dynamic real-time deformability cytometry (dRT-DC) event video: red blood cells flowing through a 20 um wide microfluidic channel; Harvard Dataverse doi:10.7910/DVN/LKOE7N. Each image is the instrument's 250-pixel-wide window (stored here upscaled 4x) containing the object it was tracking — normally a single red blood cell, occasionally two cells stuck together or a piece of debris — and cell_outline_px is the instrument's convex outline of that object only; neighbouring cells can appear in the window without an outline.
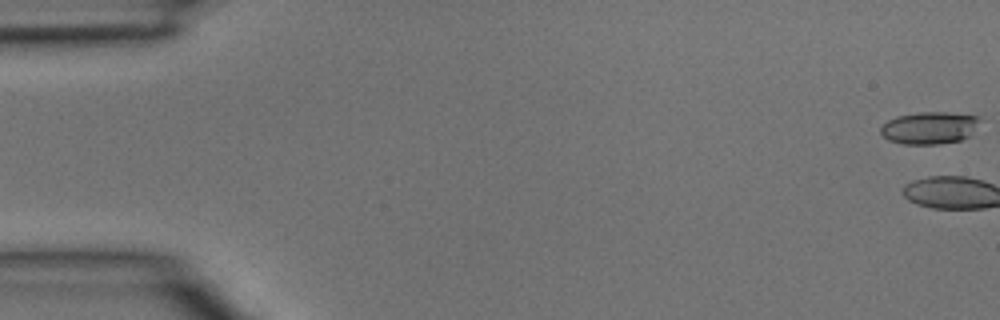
{"species": "common noctule bat (a hibernating species)", "species_latin": "Nyctalus noctula", "temperature_condition": "room temperature", "stored_images_in_passage": 5, "camera_frame_rate_fps": 3000, "um_per_image_px": 0.085, "animal": {"sex": "male", "body_mass_g": 15.6}, "frame": {"image": 1, "passage_image": 1, "time_ms": 0.0, "image_size_px": [1000, 320], "cell_outline_px": [[980, 120], [968, 136], [960, 140], [940, 144], [900, 144], [888, 140], [880, 132], [880, 128], [888, 120], [896, 116], [920, 112], [948, 112], [980, 116]], "centroid_in_image_um": [78.97, 10.86], "position_along_channel_um": 6.0, "area_um2": 18.61}}